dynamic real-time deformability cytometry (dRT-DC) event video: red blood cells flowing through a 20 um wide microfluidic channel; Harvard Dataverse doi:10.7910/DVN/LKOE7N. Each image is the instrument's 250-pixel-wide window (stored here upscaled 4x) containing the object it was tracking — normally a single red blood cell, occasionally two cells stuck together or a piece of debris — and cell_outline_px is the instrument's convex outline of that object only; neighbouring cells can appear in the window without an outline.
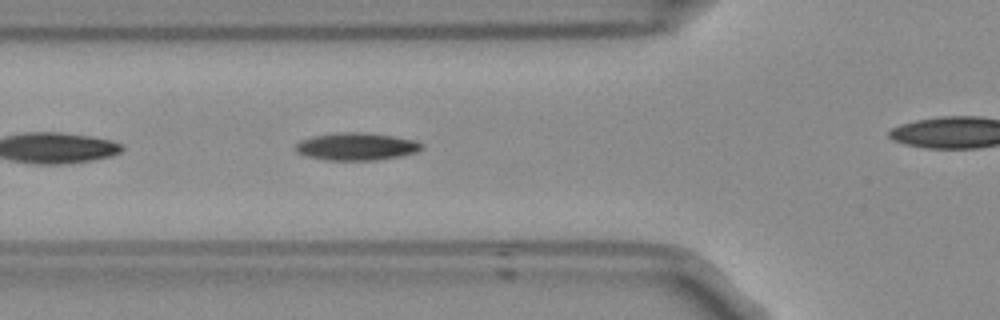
{"species": "Egyptian fruit bat (a non-hibernating species)", "species_latin": "Rousettus aegyptiacus", "temperature_condition": "room temperature", "stored_images_in_passage": 30, "camera_frame_rate_fps": 3000, "um_per_image_px": 0.085, "frame": {"image": 1, "passage_image": 5, "time_ms": 1.333, "image_size_px": [1000, 320], "cell_outline_px": [[424, 148], [416, 152], [400, 156], [372, 160], [328, 160], [308, 156], [296, 152], [292, 148], [300, 140], [316, 136], [340, 132], [360, 132], [392, 136], [416, 140], [424, 144]], "centroid_in_image_um": [30.3, 12.45], "position_along_channel_um": 95.5, "area_um2": 20.11}}
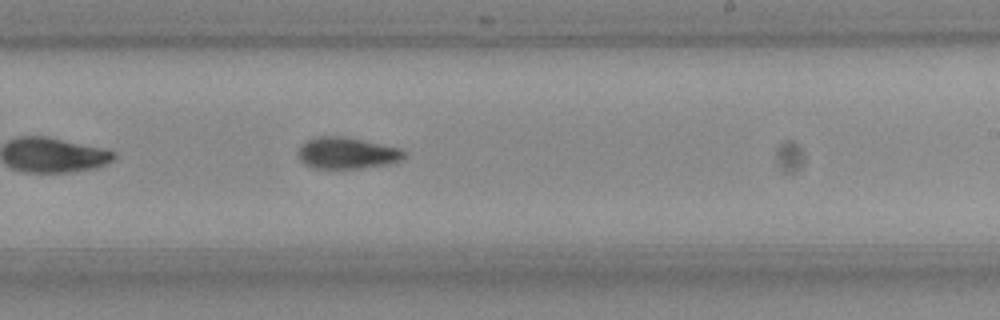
{"frame": {"image": 2, "passage_image": 18, "time_ms": 5.667, "image_size_px": [1000, 320], "cell_outline_px": [[408, 152], [400, 160], [388, 164], [360, 168], [316, 168], [304, 164], [300, 160], [296, 152], [300, 144], [316, 136], [344, 136], [404, 148]], "centroid_in_image_um": [29.49, 12.99], "position_along_channel_um": 259.5, "area_um2": 19.77}}